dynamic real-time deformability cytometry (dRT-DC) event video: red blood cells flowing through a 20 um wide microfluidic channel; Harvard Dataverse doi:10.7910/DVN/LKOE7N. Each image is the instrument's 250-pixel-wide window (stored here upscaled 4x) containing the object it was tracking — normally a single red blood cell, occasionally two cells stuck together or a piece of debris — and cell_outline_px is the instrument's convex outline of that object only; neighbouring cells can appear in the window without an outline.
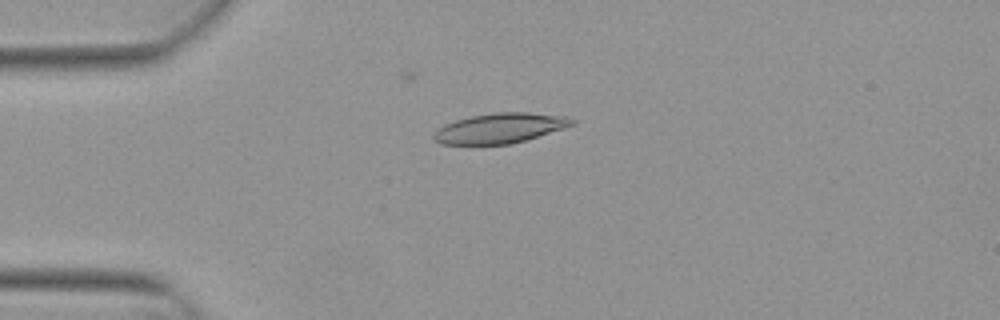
{"species": "Egyptian fruit bat (a non-hibernating species)", "species_latin": "Rousettus aegyptiacus", "temperature_condition": "warm", "stored_images_in_passage": 37, "camera_frame_rate_fps": 3000, "um_per_image_px": 0.085, "animal": {"sex": "female"}, "frame": {"image": 1, "passage_image": 3, "time_ms": 0.667, "image_size_px": [1000, 320], "cell_outline_px": [[576, 124], [564, 128], [524, 140], [508, 144], [440, 144], [432, 136], [436, 128], [444, 124], [456, 120], [472, 116], [492, 112], [528, 112], [568, 116], [576, 120]], "centroid_in_image_um": [42.5, 10.88], "position_along_channel_um": 42.5, "area_um2": 24.22}}
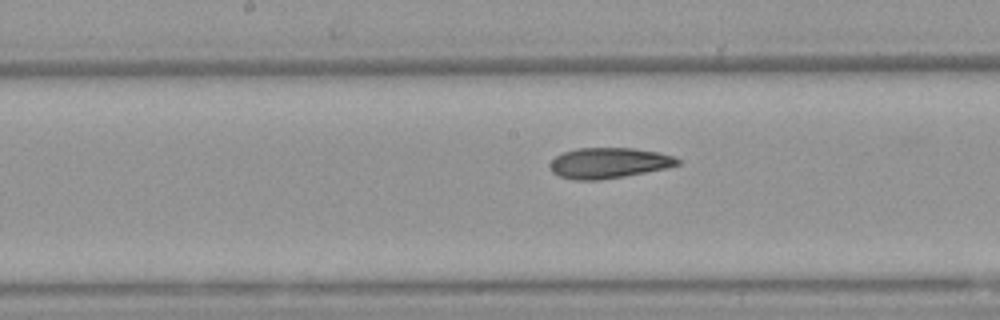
{"frame": {"image": 2, "passage_image": 17, "time_ms": 5.333, "image_size_px": [1000, 320], "cell_outline_px": [[680, 164], [668, 168], [624, 176], [600, 180], [572, 180], [560, 176], [552, 172], [548, 164], [556, 156], [564, 152], [576, 148], [632, 148], [660, 152], [672, 156], [680, 160]], "centroid_in_image_um": [51.74, 13.85], "position_along_channel_um": 196.5, "area_um2": 22.83}}
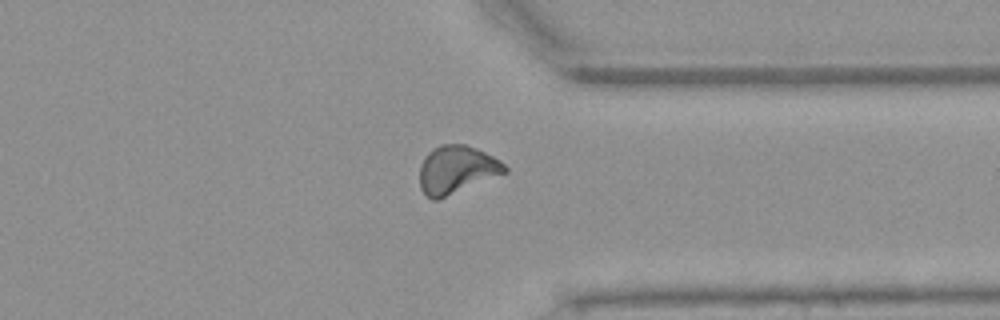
{"frame": {"image": 3, "passage_image": 31, "time_ms": 10.0, "image_size_px": [1000, 320], "cell_outline_px": [[508, 172], [436, 200], [432, 200], [420, 188], [420, 164], [424, 156], [432, 148], [440, 144], [464, 144], [476, 148], [500, 160], [508, 168]], "centroid_in_image_um": [38.8, 14.4], "position_along_channel_um": 372.6, "area_um2": 23.7}, "authors_computed_cell_mechanics": {"area_um2": 23.0622, "velocity_mm_per_s": 3.828, "shape_relaxation_time_tau1_ms": null, "shape_relaxation_time_tau2_ms": 4.7207, "deformation_change_tau1": null, "deformation_change_tau2": 0.1208}}